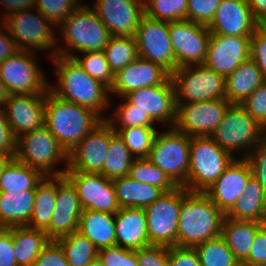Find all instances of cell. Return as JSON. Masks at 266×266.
Returning <instances> with one entry per match:
<instances>
[{
    "label": "cell",
    "instance_id": "7a4b0ae2",
    "mask_svg": "<svg viewBox=\"0 0 266 266\" xmlns=\"http://www.w3.org/2000/svg\"><path fill=\"white\" fill-rule=\"evenodd\" d=\"M224 218L204 192H189L180 205L177 246L194 248L221 236Z\"/></svg>",
    "mask_w": 266,
    "mask_h": 266
},
{
    "label": "cell",
    "instance_id": "b9f144b4",
    "mask_svg": "<svg viewBox=\"0 0 266 266\" xmlns=\"http://www.w3.org/2000/svg\"><path fill=\"white\" fill-rule=\"evenodd\" d=\"M188 0H144L145 15L155 20H187Z\"/></svg>",
    "mask_w": 266,
    "mask_h": 266
},
{
    "label": "cell",
    "instance_id": "a7ac6f4b",
    "mask_svg": "<svg viewBox=\"0 0 266 266\" xmlns=\"http://www.w3.org/2000/svg\"><path fill=\"white\" fill-rule=\"evenodd\" d=\"M235 266H247L245 263L243 262H239L238 264H236Z\"/></svg>",
    "mask_w": 266,
    "mask_h": 266
},
{
    "label": "cell",
    "instance_id": "e0dca14e",
    "mask_svg": "<svg viewBox=\"0 0 266 266\" xmlns=\"http://www.w3.org/2000/svg\"><path fill=\"white\" fill-rule=\"evenodd\" d=\"M116 132L103 120L68 154L67 170L100 173L109 152L110 138Z\"/></svg>",
    "mask_w": 266,
    "mask_h": 266
},
{
    "label": "cell",
    "instance_id": "603a6c76",
    "mask_svg": "<svg viewBox=\"0 0 266 266\" xmlns=\"http://www.w3.org/2000/svg\"><path fill=\"white\" fill-rule=\"evenodd\" d=\"M252 170L245 158L235 160L225 169L222 175L204 193L226 214L243 194Z\"/></svg>",
    "mask_w": 266,
    "mask_h": 266
},
{
    "label": "cell",
    "instance_id": "cb8c5ba5",
    "mask_svg": "<svg viewBox=\"0 0 266 266\" xmlns=\"http://www.w3.org/2000/svg\"><path fill=\"white\" fill-rule=\"evenodd\" d=\"M170 77L161 65L138 57L115 74L110 93L123 97L133 90L164 84Z\"/></svg>",
    "mask_w": 266,
    "mask_h": 266
},
{
    "label": "cell",
    "instance_id": "2e32d148",
    "mask_svg": "<svg viewBox=\"0 0 266 266\" xmlns=\"http://www.w3.org/2000/svg\"><path fill=\"white\" fill-rule=\"evenodd\" d=\"M65 176L76 188L83 210L115 214L120 210L112 180L101 173L66 170Z\"/></svg>",
    "mask_w": 266,
    "mask_h": 266
},
{
    "label": "cell",
    "instance_id": "5bb4252c",
    "mask_svg": "<svg viewBox=\"0 0 266 266\" xmlns=\"http://www.w3.org/2000/svg\"><path fill=\"white\" fill-rule=\"evenodd\" d=\"M210 36L207 25L189 20L169 22V38L177 68L204 64Z\"/></svg>",
    "mask_w": 266,
    "mask_h": 266
},
{
    "label": "cell",
    "instance_id": "3957f363",
    "mask_svg": "<svg viewBox=\"0 0 266 266\" xmlns=\"http://www.w3.org/2000/svg\"><path fill=\"white\" fill-rule=\"evenodd\" d=\"M103 119L93 110L46 94L45 126L69 154Z\"/></svg>",
    "mask_w": 266,
    "mask_h": 266
},
{
    "label": "cell",
    "instance_id": "4dcf8cb0",
    "mask_svg": "<svg viewBox=\"0 0 266 266\" xmlns=\"http://www.w3.org/2000/svg\"><path fill=\"white\" fill-rule=\"evenodd\" d=\"M261 227L262 223L257 221L224 218L221 237L239 262H243L248 257L256 232Z\"/></svg>",
    "mask_w": 266,
    "mask_h": 266
},
{
    "label": "cell",
    "instance_id": "9a60e30c",
    "mask_svg": "<svg viewBox=\"0 0 266 266\" xmlns=\"http://www.w3.org/2000/svg\"><path fill=\"white\" fill-rule=\"evenodd\" d=\"M134 37L139 57L161 65L170 74L177 69L169 38V22L155 20L144 15Z\"/></svg>",
    "mask_w": 266,
    "mask_h": 266
},
{
    "label": "cell",
    "instance_id": "9f6ffc18",
    "mask_svg": "<svg viewBox=\"0 0 266 266\" xmlns=\"http://www.w3.org/2000/svg\"><path fill=\"white\" fill-rule=\"evenodd\" d=\"M250 57L262 71L266 80V36L258 29H256L251 36Z\"/></svg>",
    "mask_w": 266,
    "mask_h": 266
},
{
    "label": "cell",
    "instance_id": "f6af8a7d",
    "mask_svg": "<svg viewBox=\"0 0 266 266\" xmlns=\"http://www.w3.org/2000/svg\"><path fill=\"white\" fill-rule=\"evenodd\" d=\"M80 5L78 0H35L34 8L58 27Z\"/></svg>",
    "mask_w": 266,
    "mask_h": 266
},
{
    "label": "cell",
    "instance_id": "e7e4bbea",
    "mask_svg": "<svg viewBox=\"0 0 266 266\" xmlns=\"http://www.w3.org/2000/svg\"><path fill=\"white\" fill-rule=\"evenodd\" d=\"M8 95L9 94L5 88L4 82L0 77V102H4L7 99Z\"/></svg>",
    "mask_w": 266,
    "mask_h": 266
},
{
    "label": "cell",
    "instance_id": "6da1fadb",
    "mask_svg": "<svg viewBox=\"0 0 266 266\" xmlns=\"http://www.w3.org/2000/svg\"><path fill=\"white\" fill-rule=\"evenodd\" d=\"M52 59L58 84H51L49 91L62 100L93 110L105 120L102 113L107 107L110 109V89L89 76L73 58L57 54Z\"/></svg>",
    "mask_w": 266,
    "mask_h": 266
},
{
    "label": "cell",
    "instance_id": "d4e9b609",
    "mask_svg": "<svg viewBox=\"0 0 266 266\" xmlns=\"http://www.w3.org/2000/svg\"><path fill=\"white\" fill-rule=\"evenodd\" d=\"M208 29L211 34L252 36L257 20L247 0H221Z\"/></svg>",
    "mask_w": 266,
    "mask_h": 266
},
{
    "label": "cell",
    "instance_id": "681fc988",
    "mask_svg": "<svg viewBox=\"0 0 266 266\" xmlns=\"http://www.w3.org/2000/svg\"><path fill=\"white\" fill-rule=\"evenodd\" d=\"M245 159L251 166L253 177L266 194V138L258 143Z\"/></svg>",
    "mask_w": 266,
    "mask_h": 266
},
{
    "label": "cell",
    "instance_id": "9c48e42d",
    "mask_svg": "<svg viewBox=\"0 0 266 266\" xmlns=\"http://www.w3.org/2000/svg\"><path fill=\"white\" fill-rule=\"evenodd\" d=\"M171 79L176 103L226 99L225 77L204 64L179 67Z\"/></svg>",
    "mask_w": 266,
    "mask_h": 266
},
{
    "label": "cell",
    "instance_id": "83f0119b",
    "mask_svg": "<svg viewBox=\"0 0 266 266\" xmlns=\"http://www.w3.org/2000/svg\"><path fill=\"white\" fill-rule=\"evenodd\" d=\"M36 190L0 192V228L27 226Z\"/></svg>",
    "mask_w": 266,
    "mask_h": 266
},
{
    "label": "cell",
    "instance_id": "91938a15",
    "mask_svg": "<svg viewBox=\"0 0 266 266\" xmlns=\"http://www.w3.org/2000/svg\"><path fill=\"white\" fill-rule=\"evenodd\" d=\"M0 4H2L3 7H5V9L7 11H5V13L0 16L4 17L1 18L2 21L3 19L7 18L8 16H10L11 14H14L16 12H20L22 10H27V9H34L35 6V0H0Z\"/></svg>",
    "mask_w": 266,
    "mask_h": 266
},
{
    "label": "cell",
    "instance_id": "f546056e",
    "mask_svg": "<svg viewBox=\"0 0 266 266\" xmlns=\"http://www.w3.org/2000/svg\"><path fill=\"white\" fill-rule=\"evenodd\" d=\"M112 182L120 208H146L165 193L155 185L138 182L130 176Z\"/></svg>",
    "mask_w": 266,
    "mask_h": 266
},
{
    "label": "cell",
    "instance_id": "03108f58",
    "mask_svg": "<svg viewBox=\"0 0 266 266\" xmlns=\"http://www.w3.org/2000/svg\"><path fill=\"white\" fill-rule=\"evenodd\" d=\"M88 266H105L99 257L95 258Z\"/></svg>",
    "mask_w": 266,
    "mask_h": 266
},
{
    "label": "cell",
    "instance_id": "44dd1931",
    "mask_svg": "<svg viewBox=\"0 0 266 266\" xmlns=\"http://www.w3.org/2000/svg\"><path fill=\"white\" fill-rule=\"evenodd\" d=\"M46 94H10L3 102L15 138L45 125Z\"/></svg>",
    "mask_w": 266,
    "mask_h": 266
},
{
    "label": "cell",
    "instance_id": "1f68e13d",
    "mask_svg": "<svg viewBox=\"0 0 266 266\" xmlns=\"http://www.w3.org/2000/svg\"><path fill=\"white\" fill-rule=\"evenodd\" d=\"M57 176H44L37 184L34 207L30 216L29 228L44 231L48 227L56 204Z\"/></svg>",
    "mask_w": 266,
    "mask_h": 266
},
{
    "label": "cell",
    "instance_id": "f907efd6",
    "mask_svg": "<svg viewBox=\"0 0 266 266\" xmlns=\"http://www.w3.org/2000/svg\"><path fill=\"white\" fill-rule=\"evenodd\" d=\"M139 266H169V247L149 245L135 250Z\"/></svg>",
    "mask_w": 266,
    "mask_h": 266
},
{
    "label": "cell",
    "instance_id": "277c9868",
    "mask_svg": "<svg viewBox=\"0 0 266 266\" xmlns=\"http://www.w3.org/2000/svg\"><path fill=\"white\" fill-rule=\"evenodd\" d=\"M58 27H60V35L63 36L62 39L65 40L67 47L66 49L58 48V55L69 58H73L72 50L79 52L103 51L112 37L96 12L82 4Z\"/></svg>",
    "mask_w": 266,
    "mask_h": 266
},
{
    "label": "cell",
    "instance_id": "94428289",
    "mask_svg": "<svg viewBox=\"0 0 266 266\" xmlns=\"http://www.w3.org/2000/svg\"><path fill=\"white\" fill-rule=\"evenodd\" d=\"M252 16L258 20L266 14V0H247Z\"/></svg>",
    "mask_w": 266,
    "mask_h": 266
},
{
    "label": "cell",
    "instance_id": "d6a6232c",
    "mask_svg": "<svg viewBox=\"0 0 266 266\" xmlns=\"http://www.w3.org/2000/svg\"><path fill=\"white\" fill-rule=\"evenodd\" d=\"M266 194L259 182L252 176L243 194L237 199L233 207L225 214L233 220L262 222L265 213Z\"/></svg>",
    "mask_w": 266,
    "mask_h": 266
},
{
    "label": "cell",
    "instance_id": "ab89813d",
    "mask_svg": "<svg viewBox=\"0 0 266 266\" xmlns=\"http://www.w3.org/2000/svg\"><path fill=\"white\" fill-rule=\"evenodd\" d=\"M116 133L122 138L134 158H148L158 131L154 127H126Z\"/></svg>",
    "mask_w": 266,
    "mask_h": 266
},
{
    "label": "cell",
    "instance_id": "4316f807",
    "mask_svg": "<svg viewBox=\"0 0 266 266\" xmlns=\"http://www.w3.org/2000/svg\"><path fill=\"white\" fill-rule=\"evenodd\" d=\"M265 81L262 71L250 57L225 77L226 100L230 104H241Z\"/></svg>",
    "mask_w": 266,
    "mask_h": 266
},
{
    "label": "cell",
    "instance_id": "e575fe53",
    "mask_svg": "<svg viewBox=\"0 0 266 266\" xmlns=\"http://www.w3.org/2000/svg\"><path fill=\"white\" fill-rule=\"evenodd\" d=\"M43 177L37 169L12 158L0 175V192L36 190Z\"/></svg>",
    "mask_w": 266,
    "mask_h": 266
},
{
    "label": "cell",
    "instance_id": "7dc6e473",
    "mask_svg": "<svg viewBox=\"0 0 266 266\" xmlns=\"http://www.w3.org/2000/svg\"><path fill=\"white\" fill-rule=\"evenodd\" d=\"M221 0H188L187 20L209 25Z\"/></svg>",
    "mask_w": 266,
    "mask_h": 266
},
{
    "label": "cell",
    "instance_id": "5b68a950",
    "mask_svg": "<svg viewBox=\"0 0 266 266\" xmlns=\"http://www.w3.org/2000/svg\"><path fill=\"white\" fill-rule=\"evenodd\" d=\"M235 160L212 137L191 136L190 166L187 182L189 192H205Z\"/></svg>",
    "mask_w": 266,
    "mask_h": 266
},
{
    "label": "cell",
    "instance_id": "bcb514c9",
    "mask_svg": "<svg viewBox=\"0 0 266 266\" xmlns=\"http://www.w3.org/2000/svg\"><path fill=\"white\" fill-rule=\"evenodd\" d=\"M98 257L105 266H139L135 250L118 245L98 250Z\"/></svg>",
    "mask_w": 266,
    "mask_h": 266
},
{
    "label": "cell",
    "instance_id": "f35d334b",
    "mask_svg": "<svg viewBox=\"0 0 266 266\" xmlns=\"http://www.w3.org/2000/svg\"><path fill=\"white\" fill-rule=\"evenodd\" d=\"M194 249L201 266H235L239 263L221 236L202 242Z\"/></svg>",
    "mask_w": 266,
    "mask_h": 266
},
{
    "label": "cell",
    "instance_id": "be15d7a7",
    "mask_svg": "<svg viewBox=\"0 0 266 266\" xmlns=\"http://www.w3.org/2000/svg\"><path fill=\"white\" fill-rule=\"evenodd\" d=\"M14 158V156H8V155H1L0 154V175L2 174V171L4 167L7 165V163Z\"/></svg>",
    "mask_w": 266,
    "mask_h": 266
},
{
    "label": "cell",
    "instance_id": "d590c367",
    "mask_svg": "<svg viewBox=\"0 0 266 266\" xmlns=\"http://www.w3.org/2000/svg\"><path fill=\"white\" fill-rule=\"evenodd\" d=\"M56 241L61 245L70 266H88L98 257V249L79 231L60 237Z\"/></svg>",
    "mask_w": 266,
    "mask_h": 266
},
{
    "label": "cell",
    "instance_id": "74e56055",
    "mask_svg": "<svg viewBox=\"0 0 266 266\" xmlns=\"http://www.w3.org/2000/svg\"><path fill=\"white\" fill-rule=\"evenodd\" d=\"M103 52L114 74L139 57L134 36H112Z\"/></svg>",
    "mask_w": 266,
    "mask_h": 266
},
{
    "label": "cell",
    "instance_id": "f5cc1de1",
    "mask_svg": "<svg viewBox=\"0 0 266 266\" xmlns=\"http://www.w3.org/2000/svg\"><path fill=\"white\" fill-rule=\"evenodd\" d=\"M247 266H266V228L261 227L254 237L248 257L243 261Z\"/></svg>",
    "mask_w": 266,
    "mask_h": 266
},
{
    "label": "cell",
    "instance_id": "52a82bcc",
    "mask_svg": "<svg viewBox=\"0 0 266 266\" xmlns=\"http://www.w3.org/2000/svg\"><path fill=\"white\" fill-rule=\"evenodd\" d=\"M211 137L232 156L236 150L245 149L243 158H246L249 151L266 138V129L240 104H230Z\"/></svg>",
    "mask_w": 266,
    "mask_h": 266
},
{
    "label": "cell",
    "instance_id": "003e7915",
    "mask_svg": "<svg viewBox=\"0 0 266 266\" xmlns=\"http://www.w3.org/2000/svg\"><path fill=\"white\" fill-rule=\"evenodd\" d=\"M261 223H262V226L266 228V206H265L264 218Z\"/></svg>",
    "mask_w": 266,
    "mask_h": 266
},
{
    "label": "cell",
    "instance_id": "6125c7cd",
    "mask_svg": "<svg viewBox=\"0 0 266 266\" xmlns=\"http://www.w3.org/2000/svg\"><path fill=\"white\" fill-rule=\"evenodd\" d=\"M257 29L266 36V14L257 20Z\"/></svg>",
    "mask_w": 266,
    "mask_h": 266
},
{
    "label": "cell",
    "instance_id": "c3c4849f",
    "mask_svg": "<svg viewBox=\"0 0 266 266\" xmlns=\"http://www.w3.org/2000/svg\"><path fill=\"white\" fill-rule=\"evenodd\" d=\"M240 105L266 129V81Z\"/></svg>",
    "mask_w": 266,
    "mask_h": 266
},
{
    "label": "cell",
    "instance_id": "680465c9",
    "mask_svg": "<svg viewBox=\"0 0 266 266\" xmlns=\"http://www.w3.org/2000/svg\"><path fill=\"white\" fill-rule=\"evenodd\" d=\"M0 62H3L9 57L15 55L19 50L16 42L12 39L9 31L4 24L0 21Z\"/></svg>",
    "mask_w": 266,
    "mask_h": 266
},
{
    "label": "cell",
    "instance_id": "f1b7e54d",
    "mask_svg": "<svg viewBox=\"0 0 266 266\" xmlns=\"http://www.w3.org/2000/svg\"><path fill=\"white\" fill-rule=\"evenodd\" d=\"M78 231L100 250L116 245L115 214L83 210Z\"/></svg>",
    "mask_w": 266,
    "mask_h": 266
},
{
    "label": "cell",
    "instance_id": "8d00e7d4",
    "mask_svg": "<svg viewBox=\"0 0 266 266\" xmlns=\"http://www.w3.org/2000/svg\"><path fill=\"white\" fill-rule=\"evenodd\" d=\"M134 159L122 138L115 133L110 138L109 152L100 173L110 180L128 176Z\"/></svg>",
    "mask_w": 266,
    "mask_h": 266
},
{
    "label": "cell",
    "instance_id": "484cf974",
    "mask_svg": "<svg viewBox=\"0 0 266 266\" xmlns=\"http://www.w3.org/2000/svg\"><path fill=\"white\" fill-rule=\"evenodd\" d=\"M116 245L129 250L149 246L144 208H120L115 213Z\"/></svg>",
    "mask_w": 266,
    "mask_h": 266
},
{
    "label": "cell",
    "instance_id": "8fae6325",
    "mask_svg": "<svg viewBox=\"0 0 266 266\" xmlns=\"http://www.w3.org/2000/svg\"><path fill=\"white\" fill-rule=\"evenodd\" d=\"M188 193L185 187H176L144 208L150 245L177 246L180 205Z\"/></svg>",
    "mask_w": 266,
    "mask_h": 266
},
{
    "label": "cell",
    "instance_id": "ac0fdd59",
    "mask_svg": "<svg viewBox=\"0 0 266 266\" xmlns=\"http://www.w3.org/2000/svg\"><path fill=\"white\" fill-rule=\"evenodd\" d=\"M251 36L211 34L204 65L224 77L250 58Z\"/></svg>",
    "mask_w": 266,
    "mask_h": 266
},
{
    "label": "cell",
    "instance_id": "7c38bea8",
    "mask_svg": "<svg viewBox=\"0 0 266 266\" xmlns=\"http://www.w3.org/2000/svg\"><path fill=\"white\" fill-rule=\"evenodd\" d=\"M35 52L18 51L0 62V77L8 94H47L49 82L35 61ZM44 75V76H43Z\"/></svg>",
    "mask_w": 266,
    "mask_h": 266
},
{
    "label": "cell",
    "instance_id": "30bf717a",
    "mask_svg": "<svg viewBox=\"0 0 266 266\" xmlns=\"http://www.w3.org/2000/svg\"><path fill=\"white\" fill-rule=\"evenodd\" d=\"M37 12L36 15L32 14V8L22 10L3 19V22L19 50L29 52L52 50L50 57L53 58L58 54L55 25L39 11Z\"/></svg>",
    "mask_w": 266,
    "mask_h": 266
},
{
    "label": "cell",
    "instance_id": "816d5d0a",
    "mask_svg": "<svg viewBox=\"0 0 266 266\" xmlns=\"http://www.w3.org/2000/svg\"><path fill=\"white\" fill-rule=\"evenodd\" d=\"M32 266H70L65 258L61 245L50 240Z\"/></svg>",
    "mask_w": 266,
    "mask_h": 266
},
{
    "label": "cell",
    "instance_id": "7bdbcfd3",
    "mask_svg": "<svg viewBox=\"0 0 266 266\" xmlns=\"http://www.w3.org/2000/svg\"><path fill=\"white\" fill-rule=\"evenodd\" d=\"M82 53L84 54L83 58L74 52L73 59L89 76L99 80L110 89L114 84L115 74L112 72L104 52L89 51Z\"/></svg>",
    "mask_w": 266,
    "mask_h": 266
},
{
    "label": "cell",
    "instance_id": "60d3db41",
    "mask_svg": "<svg viewBox=\"0 0 266 266\" xmlns=\"http://www.w3.org/2000/svg\"><path fill=\"white\" fill-rule=\"evenodd\" d=\"M128 176L138 182L155 185L164 192L173 191L177 187L169 177L148 158H135L130 166Z\"/></svg>",
    "mask_w": 266,
    "mask_h": 266
},
{
    "label": "cell",
    "instance_id": "8992f818",
    "mask_svg": "<svg viewBox=\"0 0 266 266\" xmlns=\"http://www.w3.org/2000/svg\"><path fill=\"white\" fill-rule=\"evenodd\" d=\"M14 158L37 169L44 176L65 175L68 168L67 151L45 125L16 138ZM63 161L66 167L55 170V164Z\"/></svg>",
    "mask_w": 266,
    "mask_h": 266
},
{
    "label": "cell",
    "instance_id": "ee69618b",
    "mask_svg": "<svg viewBox=\"0 0 266 266\" xmlns=\"http://www.w3.org/2000/svg\"><path fill=\"white\" fill-rule=\"evenodd\" d=\"M122 99L123 103H120L119 106L115 108L114 115L105 118L115 132L118 129L126 127H154L155 122L146 112L135 108V106L130 104L124 97H122ZM117 123L120 125L116 127Z\"/></svg>",
    "mask_w": 266,
    "mask_h": 266
},
{
    "label": "cell",
    "instance_id": "db71d44e",
    "mask_svg": "<svg viewBox=\"0 0 266 266\" xmlns=\"http://www.w3.org/2000/svg\"><path fill=\"white\" fill-rule=\"evenodd\" d=\"M169 266H201L194 248L170 246L168 255Z\"/></svg>",
    "mask_w": 266,
    "mask_h": 266
},
{
    "label": "cell",
    "instance_id": "836d02e7",
    "mask_svg": "<svg viewBox=\"0 0 266 266\" xmlns=\"http://www.w3.org/2000/svg\"><path fill=\"white\" fill-rule=\"evenodd\" d=\"M11 234L18 266H32L51 240L44 231L32 229L28 226L11 227Z\"/></svg>",
    "mask_w": 266,
    "mask_h": 266
},
{
    "label": "cell",
    "instance_id": "d6986e66",
    "mask_svg": "<svg viewBox=\"0 0 266 266\" xmlns=\"http://www.w3.org/2000/svg\"><path fill=\"white\" fill-rule=\"evenodd\" d=\"M123 97L135 108L146 112L154 122L174 126L177 105L171 77L164 84L133 90Z\"/></svg>",
    "mask_w": 266,
    "mask_h": 266
},
{
    "label": "cell",
    "instance_id": "ffe728a7",
    "mask_svg": "<svg viewBox=\"0 0 266 266\" xmlns=\"http://www.w3.org/2000/svg\"><path fill=\"white\" fill-rule=\"evenodd\" d=\"M96 3V4H95ZM93 10L111 36H135L145 15L144 0H96Z\"/></svg>",
    "mask_w": 266,
    "mask_h": 266
},
{
    "label": "cell",
    "instance_id": "6f0895ef",
    "mask_svg": "<svg viewBox=\"0 0 266 266\" xmlns=\"http://www.w3.org/2000/svg\"><path fill=\"white\" fill-rule=\"evenodd\" d=\"M0 266H18L10 228H0Z\"/></svg>",
    "mask_w": 266,
    "mask_h": 266
},
{
    "label": "cell",
    "instance_id": "11a10c76",
    "mask_svg": "<svg viewBox=\"0 0 266 266\" xmlns=\"http://www.w3.org/2000/svg\"><path fill=\"white\" fill-rule=\"evenodd\" d=\"M16 151V138L10 125L6 121L5 106L0 102V154L14 156Z\"/></svg>",
    "mask_w": 266,
    "mask_h": 266
},
{
    "label": "cell",
    "instance_id": "4fadbf2b",
    "mask_svg": "<svg viewBox=\"0 0 266 266\" xmlns=\"http://www.w3.org/2000/svg\"><path fill=\"white\" fill-rule=\"evenodd\" d=\"M174 128L188 136L211 137L229 107L226 99L176 103Z\"/></svg>",
    "mask_w": 266,
    "mask_h": 266
},
{
    "label": "cell",
    "instance_id": "7402d4cb",
    "mask_svg": "<svg viewBox=\"0 0 266 266\" xmlns=\"http://www.w3.org/2000/svg\"><path fill=\"white\" fill-rule=\"evenodd\" d=\"M83 208L76 188L65 176H57L56 204L48 227V237L56 240L78 231Z\"/></svg>",
    "mask_w": 266,
    "mask_h": 266
},
{
    "label": "cell",
    "instance_id": "ba28073f",
    "mask_svg": "<svg viewBox=\"0 0 266 266\" xmlns=\"http://www.w3.org/2000/svg\"><path fill=\"white\" fill-rule=\"evenodd\" d=\"M190 143L191 136L169 127L167 131L156 134L148 156L177 187H183L187 182Z\"/></svg>",
    "mask_w": 266,
    "mask_h": 266
}]
</instances>
